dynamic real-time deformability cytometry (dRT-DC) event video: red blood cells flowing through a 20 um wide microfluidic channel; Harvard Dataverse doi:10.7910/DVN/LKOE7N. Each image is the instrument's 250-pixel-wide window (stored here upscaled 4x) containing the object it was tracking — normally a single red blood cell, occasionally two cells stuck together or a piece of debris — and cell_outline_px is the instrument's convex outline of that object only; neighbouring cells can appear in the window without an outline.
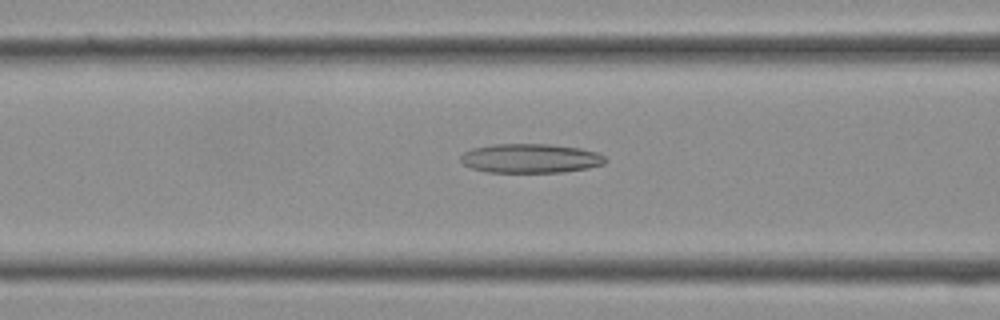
{"species": "Egyptian fruit bat (a non-hibernating species)", "species_latin": "Rousettus aegyptiacus", "temperature_condition": "cold", "stored_images_in_passage": 28, "camera_frame_rate_fps": 3000, "um_per_image_px": 0.085, "frame": {"image": 1, "passage_image": 5, "time_ms": 1.333, "image_size_px": [1000, 320], "cell_outline_px": [[608, 160], [604, 164], [588, 168], [564, 172], [488, 172], [472, 168], [464, 164], [460, 160], [460, 156], [464, 152], [472, 148], [492, 144], [548, 144], [580, 148], [596, 152], [604, 156]], "centroid_in_image_um": [45.1, 13.46], "position_along_channel_um": 121.5, "area_um2": 24.68}}
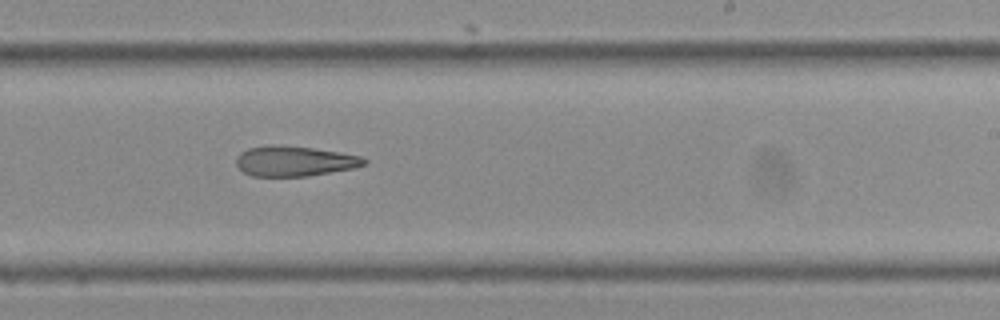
{"frame": {"image": 2, "passage_image": 13, "time_ms": 4.0, "image_size_px": [1000, 320], "cell_outline_px": [[368, 164], [352, 168], [308, 176], [252, 176], [244, 172], [236, 164], [236, 156], [240, 152], [248, 148], [272, 144], [276, 144], [312, 148], [340, 152], [364, 156], [368, 160]], "centroid_in_image_um": [25.05, 13.68], "position_along_channel_um": 264.0, "area_um2": 22.66}}
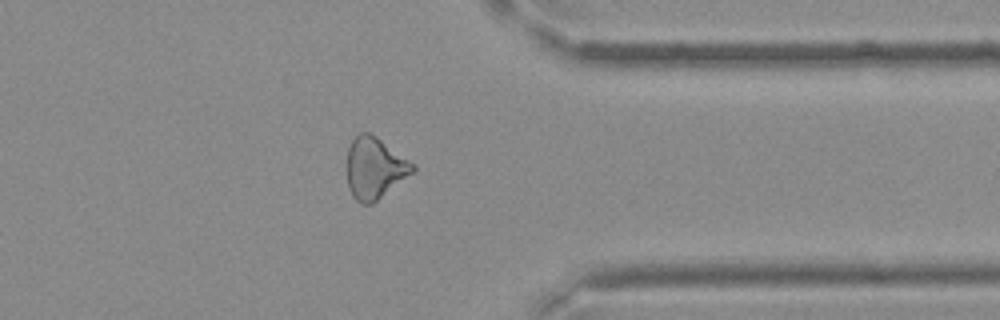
{"frame": {"image": 3, "passage_image": 20, "time_ms": 6.333, "image_size_px": [1000, 320], "cell_outline_px": [[416, 168], [412, 172], [372, 204], [360, 204], [352, 196], [348, 184], [348, 148], [352, 140], [360, 132], [368, 132], [376, 136], [416, 164]], "centroid_in_image_um": [31.85, 14.27], "position_along_channel_um": 379.6, "area_um2": 23.24}}